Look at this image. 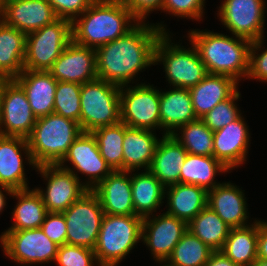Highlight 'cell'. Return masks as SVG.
Listing matches in <instances>:
<instances>
[{"instance_id": "cell-1", "label": "cell", "mask_w": 267, "mask_h": 266, "mask_svg": "<svg viewBox=\"0 0 267 266\" xmlns=\"http://www.w3.org/2000/svg\"><path fill=\"white\" fill-rule=\"evenodd\" d=\"M137 22L124 36L96 49L97 76L119 87L134 82L136 74L154 65L156 42L166 25ZM132 81V82H131Z\"/></svg>"}, {"instance_id": "cell-2", "label": "cell", "mask_w": 267, "mask_h": 266, "mask_svg": "<svg viewBox=\"0 0 267 266\" xmlns=\"http://www.w3.org/2000/svg\"><path fill=\"white\" fill-rule=\"evenodd\" d=\"M137 22L125 2L95 0L72 22V40L97 49L124 36Z\"/></svg>"}, {"instance_id": "cell-3", "label": "cell", "mask_w": 267, "mask_h": 266, "mask_svg": "<svg viewBox=\"0 0 267 266\" xmlns=\"http://www.w3.org/2000/svg\"><path fill=\"white\" fill-rule=\"evenodd\" d=\"M187 35L208 74L226 75L237 82L247 77L252 41L200 29L190 30Z\"/></svg>"}, {"instance_id": "cell-4", "label": "cell", "mask_w": 267, "mask_h": 266, "mask_svg": "<svg viewBox=\"0 0 267 266\" xmlns=\"http://www.w3.org/2000/svg\"><path fill=\"white\" fill-rule=\"evenodd\" d=\"M81 132L78 122L56 113L37 118L27 138L36 166L58 165Z\"/></svg>"}, {"instance_id": "cell-5", "label": "cell", "mask_w": 267, "mask_h": 266, "mask_svg": "<svg viewBox=\"0 0 267 266\" xmlns=\"http://www.w3.org/2000/svg\"><path fill=\"white\" fill-rule=\"evenodd\" d=\"M143 218L104 214L94 252L99 266H117L142 241Z\"/></svg>"}, {"instance_id": "cell-6", "label": "cell", "mask_w": 267, "mask_h": 266, "mask_svg": "<svg viewBox=\"0 0 267 266\" xmlns=\"http://www.w3.org/2000/svg\"><path fill=\"white\" fill-rule=\"evenodd\" d=\"M191 48L172 43L168 32H163L156 42L154 65L163 64L165 77L172 87L191 88L208 74L204 63L192 43Z\"/></svg>"}, {"instance_id": "cell-7", "label": "cell", "mask_w": 267, "mask_h": 266, "mask_svg": "<svg viewBox=\"0 0 267 266\" xmlns=\"http://www.w3.org/2000/svg\"><path fill=\"white\" fill-rule=\"evenodd\" d=\"M120 88L103 79L96 78L81 86L80 128L92 132L102 126L121 122Z\"/></svg>"}, {"instance_id": "cell-8", "label": "cell", "mask_w": 267, "mask_h": 266, "mask_svg": "<svg viewBox=\"0 0 267 266\" xmlns=\"http://www.w3.org/2000/svg\"><path fill=\"white\" fill-rule=\"evenodd\" d=\"M72 41V22L57 18L26 37L24 70L48 71Z\"/></svg>"}, {"instance_id": "cell-9", "label": "cell", "mask_w": 267, "mask_h": 266, "mask_svg": "<svg viewBox=\"0 0 267 266\" xmlns=\"http://www.w3.org/2000/svg\"><path fill=\"white\" fill-rule=\"evenodd\" d=\"M67 225L66 244L94 250L104 211L98 195L86 191L63 212Z\"/></svg>"}, {"instance_id": "cell-10", "label": "cell", "mask_w": 267, "mask_h": 266, "mask_svg": "<svg viewBox=\"0 0 267 266\" xmlns=\"http://www.w3.org/2000/svg\"><path fill=\"white\" fill-rule=\"evenodd\" d=\"M120 112L121 122L128 127L160 130L159 90L149 83L122 86Z\"/></svg>"}, {"instance_id": "cell-11", "label": "cell", "mask_w": 267, "mask_h": 266, "mask_svg": "<svg viewBox=\"0 0 267 266\" xmlns=\"http://www.w3.org/2000/svg\"><path fill=\"white\" fill-rule=\"evenodd\" d=\"M0 245L12 261L21 265L55 262L59 245L50 240L40 228L4 231Z\"/></svg>"}, {"instance_id": "cell-12", "label": "cell", "mask_w": 267, "mask_h": 266, "mask_svg": "<svg viewBox=\"0 0 267 266\" xmlns=\"http://www.w3.org/2000/svg\"><path fill=\"white\" fill-rule=\"evenodd\" d=\"M66 162H70L73 168L65 165ZM58 165L69 170L79 180L77 173L86 175L87 180L82 184L88 190H93L113 171L101 156L97 140L92 132H81Z\"/></svg>"}, {"instance_id": "cell-13", "label": "cell", "mask_w": 267, "mask_h": 266, "mask_svg": "<svg viewBox=\"0 0 267 266\" xmlns=\"http://www.w3.org/2000/svg\"><path fill=\"white\" fill-rule=\"evenodd\" d=\"M266 0H224L219 20L234 36L257 41L264 36Z\"/></svg>"}, {"instance_id": "cell-14", "label": "cell", "mask_w": 267, "mask_h": 266, "mask_svg": "<svg viewBox=\"0 0 267 266\" xmlns=\"http://www.w3.org/2000/svg\"><path fill=\"white\" fill-rule=\"evenodd\" d=\"M36 120L23 88L8 79L1 94L0 135L27 139Z\"/></svg>"}, {"instance_id": "cell-15", "label": "cell", "mask_w": 267, "mask_h": 266, "mask_svg": "<svg viewBox=\"0 0 267 266\" xmlns=\"http://www.w3.org/2000/svg\"><path fill=\"white\" fill-rule=\"evenodd\" d=\"M47 180L46 188L36 190L42 196L48 212L63 213L88 189L73 173L59 165H41L36 168Z\"/></svg>"}, {"instance_id": "cell-16", "label": "cell", "mask_w": 267, "mask_h": 266, "mask_svg": "<svg viewBox=\"0 0 267 266\" xmlns=\"http://www.w3.org/2000/svg\"><path fill=\"white\" fill-rule=\"evenodd\" d=\"M187 231V223L166 212L143 218L142 241L156 262H166Z\"/></svg>"}, {"instance_id": "cell-17", "label": "cell", "mask_w": 267, "mask_h": 266, "mask_svg": "<svg viewBox=\"0 0 267 266\" xmlns=\"http://www.w3.org/2000/svg\"><path fill=\"white\" fill-rule=\"evenodd\" d=\"M48 72L57 81L81 85L92 81L98 78L96 49L79 45L72 40Z\"/></svg>"}, {"instance_id": "cell-18", "label": "cell", "mask_w": 267, "mask_h": 266, "mask_svg": "<svg viewBox=\"0 0 267 266\" xmlns=\"http://www.w3.org/2000/svg\"><path fill=\"white\" fill-rule=\"evenodd\" d=\"M243 118L241 115L213 132V156L230 171L246 161L250 146V133Z\"/></svg>"}, {"instance_id": "cell-19", "label": "cell", "mask_w": 267, "mask_h": 266, "mask_svg": "<svg viewBox=\"0 0 267 266\" xmlns=\"http://www.w3.org/2000/svg\"><path fill=\"white\" fill-rule=\"evenodd\" d=\"M22 151L27 163L36 169L27 139L0 135V185L13 190L30 188L25 176Z\"/></svg>"}, {"instance_id": "cell-20", "label": "cell", "mask_w": 267, "mask_h": 266, "mask_svg": "<svg viewBox=\"0 0 267 266\" xmlns=\"http://www.w3.org/2000/svg\"><path fill=\"white\" fill-rule=\"evenodd\" d=\"M1 19L26 34L57 19L48 0H4Z\"/></svg>"}, {"instance_id": "cell-21", "label": "cell", "mask_w": 267, "mask_h": 266, "mask_svg": "<svg viewBox=\"0 0 267 266\" xmlns=\"http://www.w3.org/2000/svg\"><path fill=\"white\" fill-rule=\"evenodd\" d=\"M207 205L231 228L249 226L245 193L236 184L223 182L209 190Z\"/></svg>"}, {"instance_id": "cell-22", "label": "cell", "mask_w": 267, "mask_h": 266, "mask_svg": "<svg viewBox=\"0 0 267 266\" xmlns=\"http://www.w3.org/2000/svg\"><path fill=\"white\" fill-rule=\"evenodd\" d=\"M93 191L100 199L104 214L136 215L131 191V171H112Z\"/></svg>"}, {"instance_id": "cell-23", "label": "cell", "mask_w": 267, "mask_h": 266, "mask_svg": "<svg viewBox=\"0 0 267 266\" xmlns=\"http://www.w3.org/2000/svg\"><path fill=\"white\" fill-rule=\"evenodd\" d=\"M14 80L23 88L36 118L54 113L58 81L48 71L23 70Z\"/></svg>"}, {"instance_id": "cell-24", "label": "cell", "mask_w": 267, "mask_h": 266, "mask_svg": "<svg viewBox=\"0 0 267 266\" xmlns=\"http://www.w3.org/2000/svg\"><path fill=\"white\" fill-rule=\"evenodd\" d=\"M159 109L163 135H173L184 124L198 119L188 88L170 87L169 91H159Z\"/></svg>"}, {"instance_id": "cell-25", "label": "cell", "mask_w": 267, "mask_h": 266, "mask_svg": "<svg viewBox=\"0 0 267 266\" xmlns=\"http://www.w3.org/2000/svg\"><path fill=\"white\" fill-rule=\"evenodd\" d=\"M188 152L173 135H162L149 171L166 188L180 183L181 167Z\"/></svg>"}, {"instance_id": "cell-26", "label": "cell", "mask_w": 267, "mask_h": 266, "mask_svg": "<svg viewBox=\"0 0 267 266\" xmlns=\"http://www.w3.org/2000/svg\"><path fill=\"white\" fill-rule=\"evenodd\" d=\"M152 130L131 128L125 125L122 143L123 171L149 170L160 138Z\"/></svg>"}, {"instance_id": "cell-27", "label": "cell", "mask_w": 267, "mask_h": 266, "mask_svg": "<svg viewBox=\"0 0 267 266\" xmlns=\"http://www.w3.org/2000/svg\"><path fill=\"white\" fill-rule=\"evenodd\" d=\"M239 82L226 75L207 74L197 85L189 88L197 118H202L218 103L228 99Z\"/></svg>"}, {"instance_id": "cell-28", "label": "cell", "mask_w": 267, "mask_h": 266, "mask_svg": "<svg viewBox=\"0 0 267 266\" xmlns=\"http://www.w3.org/2000/svg\"><path fill=\"white\" fill-rule=\"evenodd\" d=\"M166 213L187 224L207 206L208 192L197 185L177 183L165 188Z\"/></svg>"}, {"instance_id": "cell-29", "label": "cell", "mask_w": 267, "mask_h": 266, "mask_svg": "<svg viewBox=\"0 0 267 266\" xmlns=\"http://www.w3.org/2000/svg\"><path fill=\"white\" fill-rule=\"evenodd\" d=\"M27 34L0 20V76L15 79L24 70Z\"/></svg>"}, {"instance_id": "cell-30", "label": "cell", "mask_w": 267, "mask_h": 266, "mask_svg": "<svg viewBox=\"0 0 267 266\" xmlns=\"http://www.w3.org/2000/svg\"><path fill=\"white\" fill-rule=\"evenodd\" d=\"M131 171V191L135 214L145 218L153 215L165 199V187L149 171Z\"/></svg>"}, {"instance_id": "cell-31", "label": "cell", "mask_w": 267, "mask_h": 266, "mask_svg": "<svg viewBox=\"0 0 267 266\" xmlns=\"http://www.w3.org/2000/svg\"><path fill=\"white\" fill-rule=\"evenodd\" d=\"M16 197L17 203L12 210L14 222L6 231H20L40 228L48 211L42 196L36 188L14 190L12 196Z\"/></svg>"}, {"instance_id": "cell-32", "label": "cell", "mask_w": 267, "mask_h": 266, "mask_svg": "<svg viewBox=\"0 0 267 266\" xmlns=\"http://www.w3.org/2000/svg\"><path fill=\"white\" fill-rule=\"evenodd\" d=\"M229 170L214 156L187 154L181 167L180 183L192 184L204 188L207 192L221 184L214 181L217 173H225Z\"/></svg>"}, {"instance_id": "cell-33", "label": "cell", "mask_w": 267, "mask_h": 266, "mask_svg": "<svg viewBox=\"0 0 267 266\" xmlns=\"http://www.w3.org/2000/svg\"><path fill=\"white\" fill-rule=\"evenodd\" d=\"M253 223L242 228H231L221 250L239 266H250L257 259L259 220L255 219Z\"/></svg>"}, {"instance_id": "cell-34", "label": "cell", "mask_w": 267, "mask_h": 266, "mask_svg": "<svg viewBox=\"0 0 267 266\" xmlns=\"http://www.w3.org/2000/svg\"><path fill=\"white\" fill-rule=\"evenodd\" d=\"M187 230L213 251H221L231 227L207 205L187 224Z\"/></svg>"}, {"instance_id": "cell-35", "label": "cell", "mask_w": 267, "mask_h": 266, "mask_svg": "<svg viewBox=\"0 0 267 266\" xmlns=\"http://www.w3.org/2000/svg\"><path fill=\"white\" fill-rule=\"evenodd\" d=\"M92 134L97 140L103 159L115 170L123 171L122 143L125 134V124L120 122L112 126H102L94 129Z\"/></svg>"}, {"instance_id": "cell-36", "label": "cell", "mask_w": 267, "mask_h": 266, "mask_svg": "<svg viewBox=\"0 0 267 266\" xmlns=\"http://www.w3.org/2000/svg\"><path fill=\"white\" fill-rule=\"evenodd\" d=\"M173 136L189 154L213 156V131L200 118L184 124Z\"/></svg>"}, {"instance_id": "cell-37", "label": "cell", "mask_w": 267, "mask_h": 266, "mask_svg": "<svg viewBox=\"0 0 267 266\" xmlns=\"http://www.w3.org/2000/svg\"><path fill=\"white\" fill-rule=\"evenodd\" d=\"M212 252L211 248L187 230L165 263L169 266H205Z\"/></svg>"}, {"instance_id": "cell-38", "label": "cell", "mask_w": 267, "mask_h": 266, "mask_svg": "<svg viewBox=\"0 0 267 266\" xmlns=\"http://www.w3.org/2000/svg\"><path fill=\"white\" fill-rule=\"evenodd\" d=\"M81 84L58 81L54 95V113L69 118L80 125Z\"/></svg>"}, {"instance_id": "cell-39", "label": "cell", "mask_w": 267, "mask_h": 266, "mask_svg": "<svg viewBox=\"0 0 267 266\" xmlns=\"http://www.w3.org/2000/svg\"><path fill=\"white\" fill-rule=\"evenodd\" d=\"M240 96V91L237 89L228 99L218 103L200 119L213 132L225 127L241 116V110L236 106Z\"/></svg>"}, {"instance_id": "cell-40", "label": "cell", "mask_w": 267, "mask_h": 266, "mask_svg": "<svg viewBox=\"0 0 267 266\" xmlns=\"http://www.w3.org/2000/svg\"><path fill=\"white\" fill-rule=\"evenodd\" d=\"M55 262L58 266H99L94 250L68 244L59 246Z\"/></svg>"}, {"instance_id": "cell-41", "label": "cell", "mask_w": 267, "mask_h": 266, "mask_svg": "<svg viewBox=\"0 0 267 266\" xmlns=\"http://www.w3.org/2000/svg\"><path fill=\"white\" fill-rule=\"evenodd\" d=\"M205 3V0H163L161 11L181 19L183 17L201 21Z\"/></svg>"}, {"instance_id": "cell-42", "label": "cell", "mask_w": 267, "mask_h": 266, "mask_svg": "<svg viewBox=\"0 0 267 266\" xmlns=\"http://www.w3.org/2000/svg\"><path fill=\"white\" fill-rule=\"evenodd\" d=\"M264 37L252 41L250 47V59H249V70L247 79H257L262 82H267V49H263ZM263 51H260V50ZM258 50V51H257ZM260 54H259V53Z\"/></svg>"}, {"instance_id": "cell-43", "label": "cell", "mask_w": 267, "mask_h": 266, "mask_svg": "<svg viewBox=\"0 0 267 266\" xmlns=\"http://www.w3.org/2000/svg\"><path fill=\"white\" fill-rule=\"evenodd\" d=\"M41 229L57 245L66 244L67 225L63 213L48 212Z\"/></svg>"}, {"instance_id": "cell-44", "label": "cell", "mask_w": 267, "mask_h": 266, "mask_svg": "<svg viewBox=\"0 0 267 266\" xmlns=\"http://www.w3.org/2000/svg\"><path fill=\"white\" fill-rule=\"evenodd\" d=\"M95 0H48L57 18L73 22Z\"/></svg>"}, {"instance_id": "cell-45", "label": "cell", "mask_w": 267, "mask_h": 266, "mask_svg": "<svg viewBox=\"0 0 267 266\" xmlns=\"http://www.w3.org/2000/svg\"><path fill=\"white\" fill-rule=\"evenodd\" d=\"M125 4L139 22H146L149 13L161 10L163 0H126Z\"/></svg>"}, {"instance_id": "cell-46", "label": "cell", "mask_w": 267, "mask_h": 266, "mask_svg": "<svg viewBox=\"0 0 267 266\" xmlns=\"http://www.w3.org/2000/svg\"><path fill=\"white\" fill-rule=\"evenodd\" d=\"M257 258L267 260V221L259 220Z\"/></svg>"}, {"instance_id": "cell-47", "label": "cell", "mask_w": 267, "mask_h": 266, "mask_svg": "<svg viewBox=\"0 0 267 266\" xmlns=\"http://www.w3.org/2000/svg\"><path fill=\"white\" fill-rule=\"evenodd\" d=\"M205 266H239L230 260L222 251H213Z\"/></svg>"}, {"instance_id": "cell-48", "label": "cell", "mask_w": 267, "mask_h": 266, "mask_svg": "<svg viewBox=\"0 0 267 266\" xmlns=\"http://www.w3.org/2000/svg\"><path fill=\"white\" fill-rule=\"evenodd\" d=\"M3 189V190H1ZM3 192L7 193V194H4ZM14 190L13 189H10L9 187L7 186H4V185H0V213L3 211V208L6 206V196L5 195H8V196H12Z\"/></svg>"}, {"instance_id": "cell-49", "label": "cell", "mask_w": 267, "mask_h": 266, "mask_svg": "<svg viewBox=\"0 0 267 266\" xmlns=\"http://www.w3.org/2000/svg\"><path fill=\"white\" fill-rule=\"evenodd\" d=\"M250 266H267V260L257 258Z\"/></svg>"}, {"instance_id": "cell-50", "label": "cell", "mask_w": 267, "mask_h": 266, "mask_svg": "<svg viewBox=\"0 0 267 266\" xmlns=\"http://www.w3.org/2000/svg\"><path fill=\"white\" fill-rule=\"evenodd\" d=\"M7 80H8L7 78L0 76V103H1V94L4 88V84Z\"/></svg>"}, {"instance_id": "cell-51", "label": "cell", "mask_w": 267, "mask_h": 266, "mask_svg": "<svg viewBox=\"0 0 267 266\" xmlns=\"http://www.w3.org/2000/svg\"><path fill=\"white\" fill-rule=\"evenodd\" d=\"M1 8H2V2L0 1V20H1Z\"/></svg>"}, {"instance_id": "cell-52", "label": "cell", "mask_w": 267, "mask_h": 266, "mask_svg": "<svg viewBox=\"0 0 267 266\" xmlns=\"http://www.w3.org/2000/svg\"><path fill=\"white\" fill-rule=\"evenodd\" d=\"M164 264L162 265V262H159V264H161L160 266H169L167 263L165 264V262H163Z\"/></svg>"}]
</instances>
